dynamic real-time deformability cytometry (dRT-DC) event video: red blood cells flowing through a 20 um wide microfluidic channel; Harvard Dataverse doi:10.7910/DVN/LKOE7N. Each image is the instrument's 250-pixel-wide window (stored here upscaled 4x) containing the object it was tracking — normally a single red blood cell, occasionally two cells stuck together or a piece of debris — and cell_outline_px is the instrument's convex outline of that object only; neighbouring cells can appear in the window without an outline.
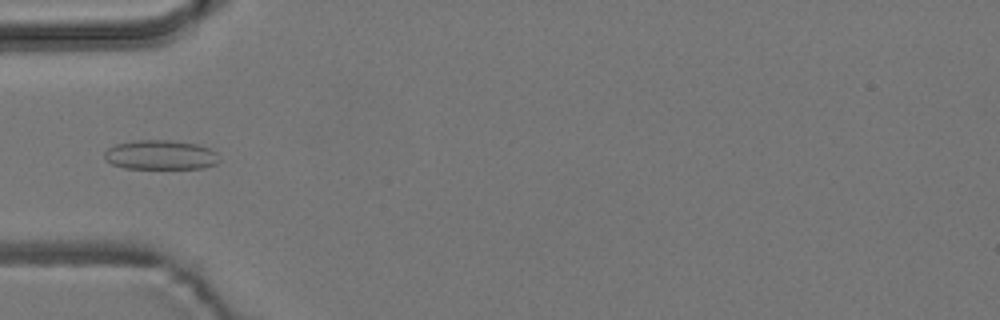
{"species": "common noctule bat (a hibernating species)", "species_latin": "Nyctalus noctula", "temperature_condition": "room temperature", "stored_images_in_passage": 5, "camera_frame_rate_fps": 3000, "um_per_image_px": 0.085, "animal": {"sex": "male", "body_mass_g": 19.2, "forearm_length_mm": 51.8}, "frame": {"image": 1, "passage_image": 1, "time_ms": 0.0, "image_size_px": [1000, 320], "cell_outline_px": [[220, 160], [216, 164], [204, 168], [124, 168], [112, 164], [104, 156], [104, 152], [108, 148], [116, 144], [132, 140], [168, 140], [196, 144], [208, 148], [216, 152]], "centroid_in_image_um": [13.65, 13.16], "position_along_channel_um": 71.4, "area_um2": 19.65}}
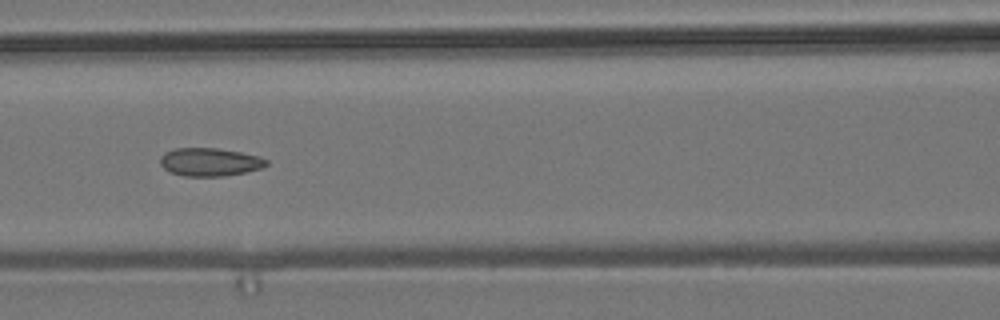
{"frame": {"image": 2, "passage_image": 3, "time_ms": 2.0, "image_size_px": [1000, 320], "cell_outline_px": [[268, 164], [264, 168], [224, 176], [184, 176], [172, 172], [164, 168], [160, 164], [160, 156], [164, 152], [176, 148], [216, 148], [240, 152], [260, 156], [268, 160]], "centroid_in_image_um": [17.85, 13.76], "position_along_channel_um": 148.8, "area_um2": 17.46}}
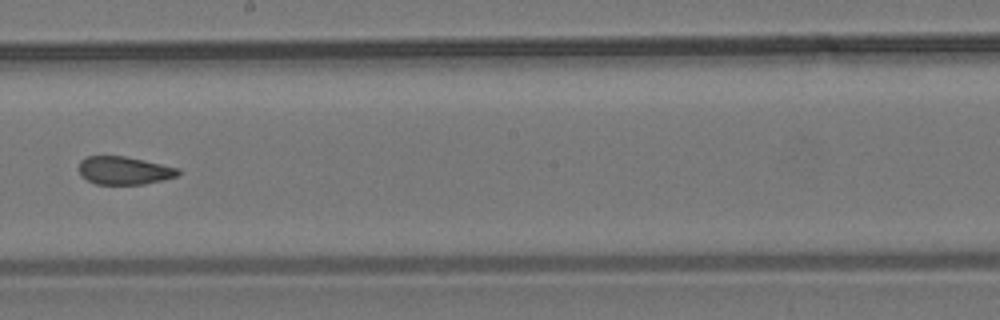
{"frame": {"image": 3, "passage_image": 5, "time_ms": 4.333, "image_size_px": [1000, 320], "cell_outline_px": [[180, 172], [176, 176], [164, 180], [144, 184], [96, 184], [80, 176], [80, 160], [88, 156], [124, 156], [144, 160], [180, 168]], "centroid_in_image_um": [10.57, 14.49], "position_along_channel_um": 237.6, "area_um2": 16.18}}